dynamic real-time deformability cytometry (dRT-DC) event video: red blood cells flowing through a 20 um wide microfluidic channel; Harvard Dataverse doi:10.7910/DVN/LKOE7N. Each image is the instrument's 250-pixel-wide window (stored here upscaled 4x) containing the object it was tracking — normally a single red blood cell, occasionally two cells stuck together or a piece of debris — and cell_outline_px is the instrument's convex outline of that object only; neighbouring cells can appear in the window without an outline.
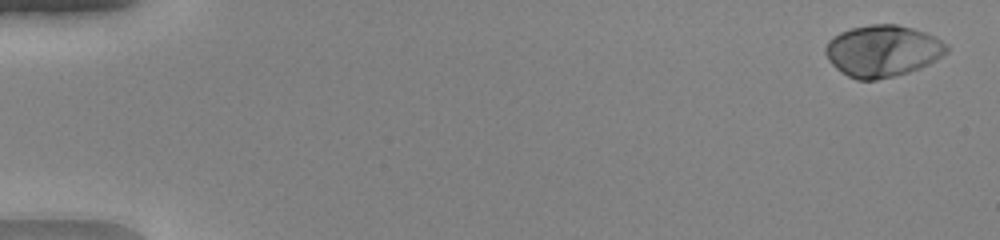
{"species": "human", "species_latin": "Homo sapiens", "temperature_condition": "warm", "stored_images_in_passage": 51, "camera_frame_rate_fps": 3000, "um_per_image_px": 0.085, "donor": {"sex": "female"}, "frame": {"image": 1, "passage_image": 2, "time_ms": 0.333, "image_size_px": [1000, 240], "cell_outline_px": [[948, 52], [928, 64], [920, 68], [908, 72], [876, 80], [856, 80], [848, 76], [836, 68], [828, 60], [824, 52], [824, 48], [828, 40], [832, 36], [840, 32], [852, 28], [868, 24], [896, 24], [912, 28], [924, 32], [948, 44]], "centroid_in_image_um": [74.98, 4.32], "position_along_channel_um": 10.0, "area_um2": 36.47}}
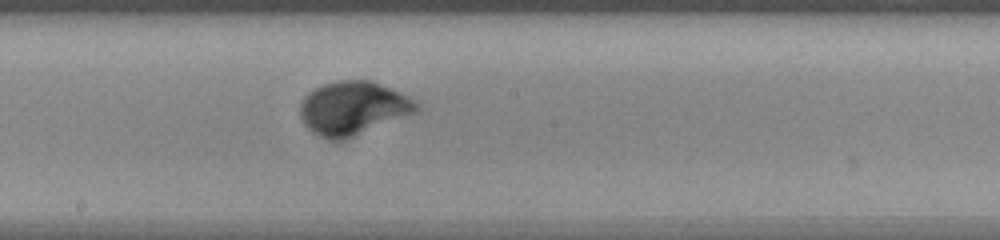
{"frame": {"image": 2, "passage_image": 29, "time_ms": 9.333, "image_size_px": [1000, 240], "cell_outline_px": [[420, 112], [336, 140], [328, 140], [316, 136], [304, 124], [300, 116], [300, 104], [304, 96], [308, 92], [324, 84], [336, 80], [372, 80], [408, 96], [416, 100], [420, 104]], "centroid_in_image_um": [30.01, 9.16], "position_along_channel_um": 218.2, "area_um2": 36.07}}
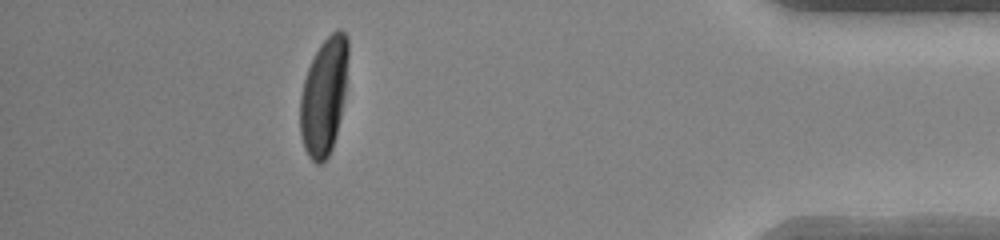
{"frame": {"image": 3, "passage_image": 46, "time_ms": 15.0, "image_size_px": [1000, 240], "cell_outline_px": [[348, 56], [344, 96], [336, 136], [332, 148], [328, 156], [320, 164], [316, 164], [308, 156], [304, 148], [300, 132], [300, 96], [304, 80], [308, 68], [320, 44], [336, 28], [340, 28], [348, 36]], "centroid_in_image_um": [27.53, 8.17], "position_along_channel_um": 407.7, "area_um2": 32.71}, "authors_computed_cell_mechanics": {"area_um2": 35.0268, "velocity_mm_per_s": 4.1105, "shape_relaxation_time_tau1_ms": 2.3673, "shape_relaxation_time_tau2_ms": null, "deformation_change_tau1": 0.2138, "deformation_change_tau2": null}}